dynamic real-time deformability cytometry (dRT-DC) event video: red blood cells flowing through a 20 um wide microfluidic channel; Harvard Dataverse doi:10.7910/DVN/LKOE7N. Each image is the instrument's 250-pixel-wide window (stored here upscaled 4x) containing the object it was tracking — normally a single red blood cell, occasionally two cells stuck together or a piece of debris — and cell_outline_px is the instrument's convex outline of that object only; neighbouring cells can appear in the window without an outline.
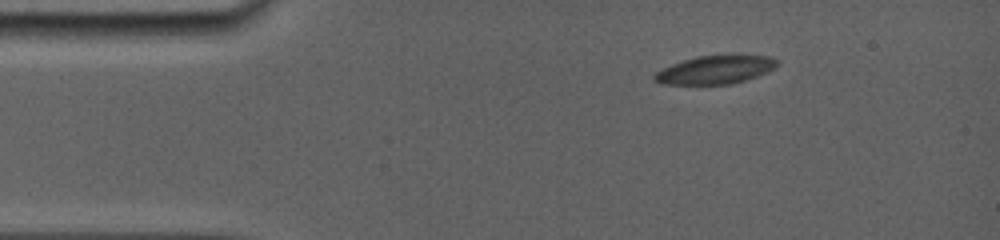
{"species": "common noctule bat (a hibernating species)", "species_latin": "Nyctalus noctula", "temperature_condition": "room temperature", "stored_images_in_passage": 11, "camera_frame_rate_fps": 5000, "um_per_image_px": 0.085, "animal": {"sex": "female", "body_mass_g": 19.0, "forearm_length_mm": 56.7}, "frame": {"image": 1, "passage_image": 1, "time_ms": 0.0, "image_size_px": [1000, 240], "cell_outline_px": [[780, 64], [768, 72], [732, 84], [660, 84], [652, 80], [652, 76], [656, 72], [672, 64], [696, 56], [736, 52], [772, 56], [780, 60]], "centroid_in_image_um": [60.89, 5.87], "position_along_channel_um": 24.1, "area_um2": 21.21}}
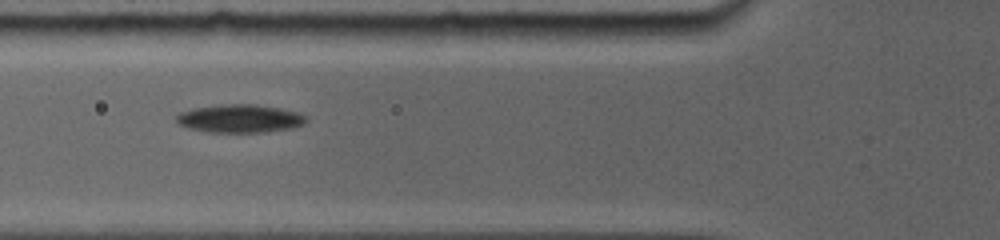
{"frame": {"image": 2, "passage_image": 5, "time_ms": 3.8, "image_size_px": [1000, 240], "cell_outline_px": [[308, 120], [304, 124], [292, 128], [268, 132], [204, 132], [188, 128], [176, 124], [176, 116], [180, 112], [192, 108], [220, 104], [256, 104], [280, 108], [296, 112], [308, 116]], "centroid_in_image_um": [20.37, 10.08], "position_along_channel_um": 105.4, "area_um2": 21.68}}
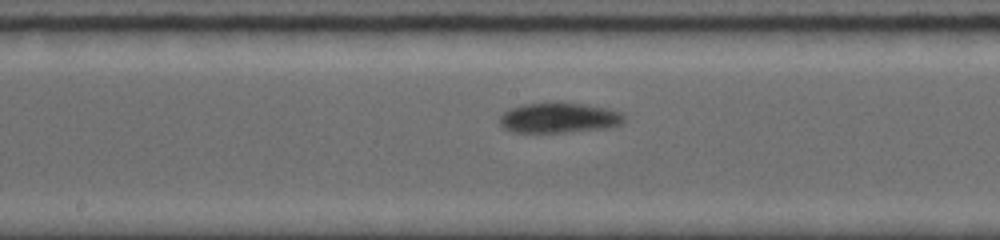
{"frame": {"image": 3, "passage_image": 10, "time_ms": 6.4, "image_size_px": [1000, 240], "cell_outline_px": [[624, 120], [620, 124], [612, 128], [568, 132], [512, 132], [504, 128], [500, 124], [500, 116], [508, 108], [524, 104], [584, 104], [608, 108], [620, 112], [624, 116]], "centroid_in_image_um": [47.53, 10.04], "position_along_channel_um": 200.7, "area_um2": 21.68}}